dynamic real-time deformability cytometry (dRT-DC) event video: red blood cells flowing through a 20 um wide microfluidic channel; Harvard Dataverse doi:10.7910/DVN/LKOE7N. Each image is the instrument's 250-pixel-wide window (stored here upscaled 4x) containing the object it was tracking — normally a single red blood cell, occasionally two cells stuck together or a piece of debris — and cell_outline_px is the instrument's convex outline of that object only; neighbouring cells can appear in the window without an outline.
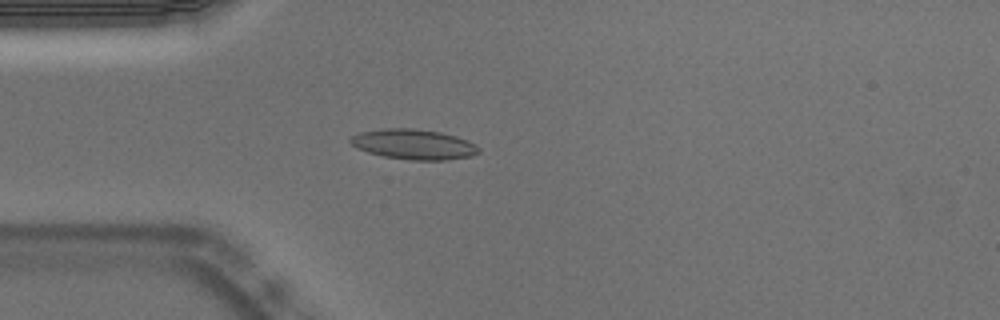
{"species": "Egyptian fruit bat (a non-hibernating species)", "species_latin": "Rousettus aegyptiacus", "temperature_condition": "warm", "stored_images_in_passage": 49, "camera_frame_rate_fps": 3000, "um_per_image_px": 0.085, "animal": {"sex": "male"}, "frame": {"image": 1, "passage_image": 10, "time_ms": 3.0, "image_size_px": [1000, 320], "cell_outline_px": [[480, 152], [472, 156], [448, 160], [408, 160], [384, 156], [368, 152], [356, 148], [348, 140], [352, 136], [360, 132], [380, 128], [412, 128], [440, 132], [456, 136], [468, 140], [476, 144], [480, 148]], "centroid_in_image_um": [35.18, 12.27], "position_along_channel_um": 49.8, "area_um2": 22.77}}
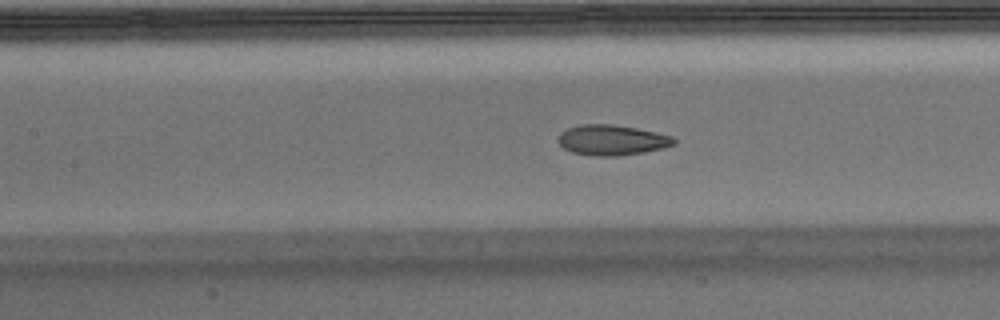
{"frame": {"image": 2, "passage_image": 19, "time_ms": 6.0, "image_size_px": [1000, 320], "cell_outline_px": [[676, 144], [664, 148], [644, 152], [620, 156], [596, 156], [572, 152], [564, 148], [556, 140], [560, 132], [568, 128], [580, 124], [612, 124], [636, 128], [656, 132], [672, 136], [676, 140]], "centroid_in_image_um": [52.01, 11.9], "position_along_channel_um": 155.4, "area_um2": 20.63}}
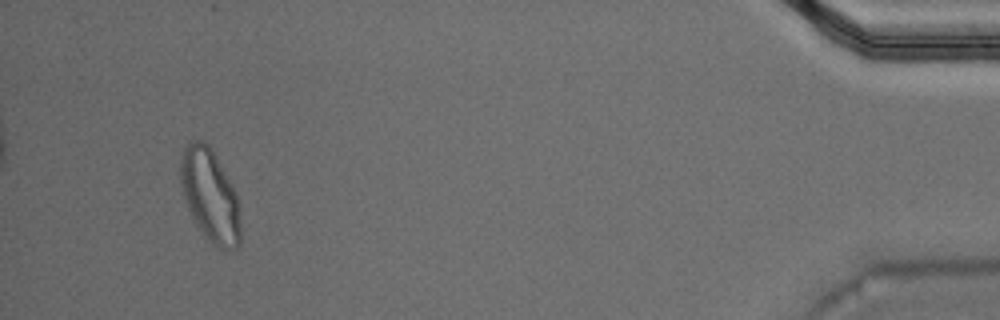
{"frame": {"image": 3, "passage_image": 46, "time_ms": 15.0, "image_size_px": [1000, 320], "cell_outline_px": [[240, 244], [236, 248], [216, 248], [208, 240], [196, 224], [188, 208], [180, 184], [180, 160], [184, 148], [192, 140], [200, 140], [208, 144], [216, 156], [232, 184], [236, 192], [240, 204]], "centroid_in_image_um": [17.87, 16.62], "position_along_channel_um": 417.3, "area_um2": 32.43}, "authors_computed_cell_mechanics": {"area_um2": 20.8658, "velocity_mm_per_s": 3.7532, "shape_relaxation_time_tau1_ms": 7.4224, "shape_relaxation_time_tau2_ms": 1.4196, "deformation_change_tau1": 0.1908, "deformation_change_tau2": 0.0688}}